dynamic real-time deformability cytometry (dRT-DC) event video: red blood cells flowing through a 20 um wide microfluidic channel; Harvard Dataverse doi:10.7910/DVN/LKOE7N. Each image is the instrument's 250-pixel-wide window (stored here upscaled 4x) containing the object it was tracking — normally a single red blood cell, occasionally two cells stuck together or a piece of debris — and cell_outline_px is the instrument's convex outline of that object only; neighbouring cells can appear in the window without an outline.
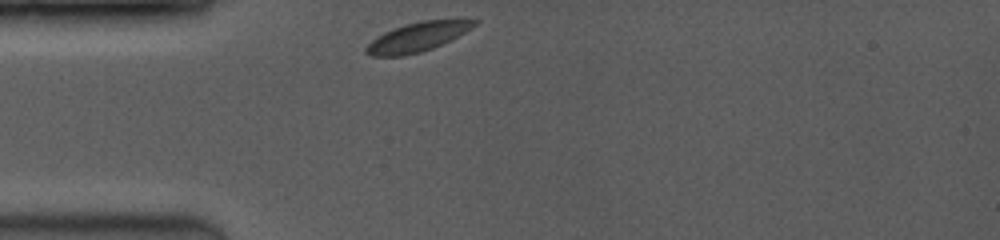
{"species": "common noctule bat (a hibernating species)", "species_latin": "Nyctalus noctula", "temperature_condition": "room temperature", "stored_images_in_passage": 22, "camera_frame_rate_fps": 3500, "um_per_image_px": 0.085, "animal": {"sex": "female", "body_mass_g": 19.0, "forearm_length_mm": 53.3}, "frame": {"image": 1, "passage_image": 1, "time_ms": 0.0, "image_size_px": [1000, 240], "cell_outline_px": [[480, 20], [472, 28], [432, 48], [420, 52], [404, 56], [372, 56], [364, 52], [364, 48], [376, 36], [392, 28], [420, 20]], "centroid_in_image_um": [35.41, 3.15], "position_along_channel_um": 49.6, "area_um2": 18.15}}
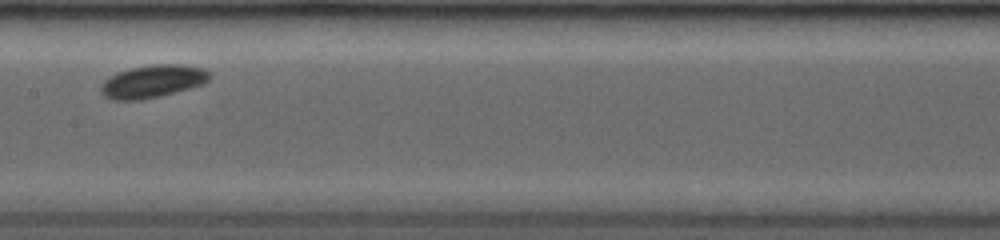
{"frame": {"image": 2, "passage_image": 8, "time_ms": 4.0, "image_size_px": [1000, 240], "cell_outline_px": [[212, 76], [204, 84], [140, 100], [112, 100], [104, 96], [100, 92], [100, 88], [104, 80], [108, 76], [116, 72], [132, 68], [152, 64], [184, 64], [204, 68], [212, 72]], "centroid_in_image_um": [12.98, 6.89], "position_along_channel_um": 194.4, "area_um2": 20.81}}
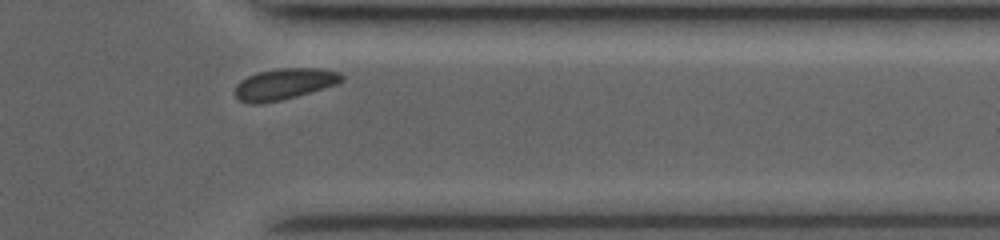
{"frame": {"image": 3, "passage_image": 20, "time_ms": 8.857, "image_size_px": [1000, 240], "cell_outline_px": [[344, 80], [336, 84], [296, 96], [280, 100], [260, 104], [248, 104], [240, 100], [236, 96], [236, 84], [240, 80], [248, 76], [260, 72], [280, 68], [320, 68], [340, 72], [344, 76]], "centroid_in_image_um": [24.17, 7.14], "position_along_channel_um": 387.2, "area_um2": 19.25}, "authors_computed_cell_mechanics": {"area_um2": 19.2185, "velocity_mm_per_s": 3.9346, "shape_relaxation_time_tau1_ms": 0.5661, "shape_relaxation_time_tau2_ms": null, "deformation_change_tau1": 0.04, "deformation_change_tau2": null}}